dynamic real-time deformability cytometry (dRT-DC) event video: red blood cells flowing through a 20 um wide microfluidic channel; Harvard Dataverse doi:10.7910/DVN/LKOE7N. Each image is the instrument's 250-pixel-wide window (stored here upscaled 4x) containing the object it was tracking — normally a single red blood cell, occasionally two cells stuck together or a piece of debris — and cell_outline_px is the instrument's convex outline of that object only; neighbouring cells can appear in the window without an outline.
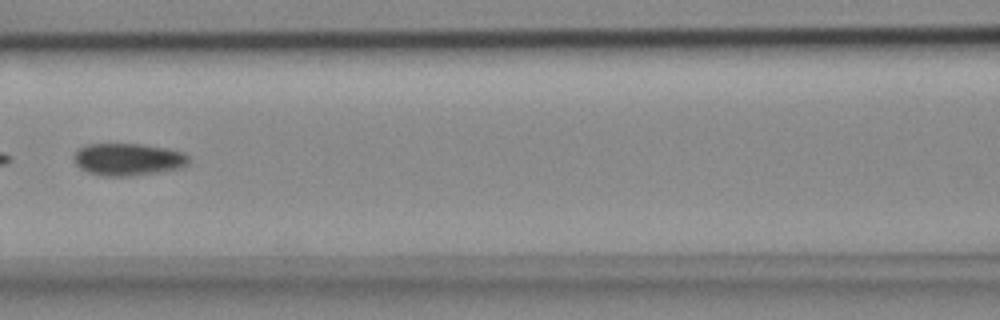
{"species": "common noctule bat (a hibernating species)", "species_latin": "Nyctalus noctula", "temperature_condition": "cold", "stored_images_in_passage": 4, "camera_frame_rate_fps": 3000, "um_per_image_px": 0.085, "animal": {"sex": "female", "body_mass_g": 18.4}, "frame": {"image": 1, "passage_image": 4, "time_ms": 1.0, "image_size_px": [1000, 320], "cell_outline_px": [[188, 164], [180, 168], [132, 176], [104, 176], [88, 172], [80, 168], [76, 164], [72, 156], [84, 144], [140, 144], [168, 148], [184, 152], [188, 156]], "centroid_in_image_um": [10.87, 13.54], "position_along_channel_um": 155.7, "area_um2": 21.62}}